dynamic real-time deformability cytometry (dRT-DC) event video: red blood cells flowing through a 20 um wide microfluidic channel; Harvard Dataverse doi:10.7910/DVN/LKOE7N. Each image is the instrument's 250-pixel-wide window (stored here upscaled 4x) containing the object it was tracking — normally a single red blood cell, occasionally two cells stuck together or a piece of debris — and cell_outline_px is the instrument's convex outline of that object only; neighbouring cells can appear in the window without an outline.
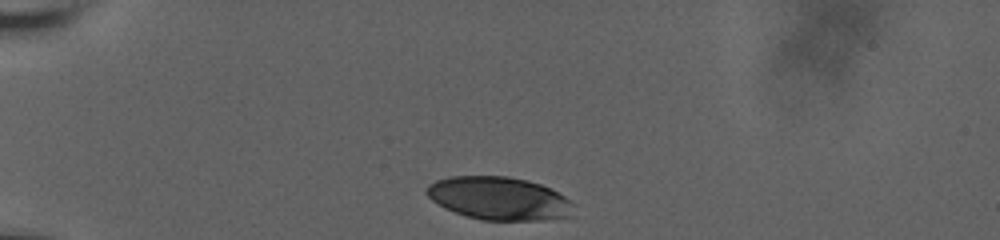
{"species": "human", "species_latin": "Homo sapiens", "temperature_condition": "room temperature", "stored_images_in_passage": 10, "camera_frame_rate_fps": 3000, "um_per_image_px": 0.085, "donor": {"sex": "male"}, "frame": {"image": 1, "passage_image": 1, "time_ms": 0.0, "image_size_px": [1000, 240], "cell_outline_px": [[568, 216], [544, 220], [480, 220], [444, 208], [432, 200], [424, 192], [424, 188], [428, 184], [436, 180], [448, 176], [508, 176], [528, 180], [540, 184], [564, 196], [568, 200]], "centroid_in_image_um": [42.29, 16.84], "position_along_channel_um": 42.7, "area_um2": 36.41}}
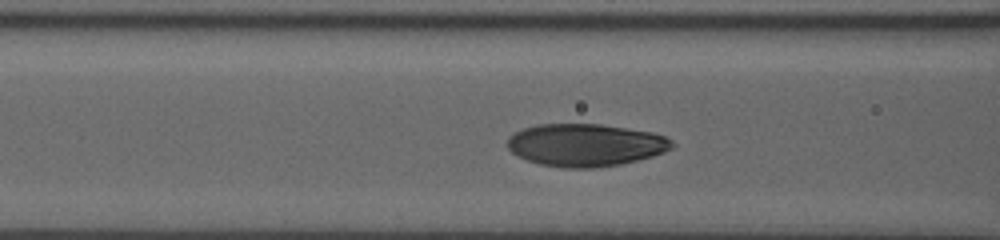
{"frame": {"image": 2, "passage_image": 7, "time_ms": 3.333, "image_size_px": [1000, 240], "cell_outline_px": [[676, 144], [672, 148], [664, 152], [652, 156], [620, 164], [600, 168], [564, 168], [540, 164], [528, 160], [512, 152], [508, 148], [508, 136], [524, 128], [536, 124], [600, 124], [652, 132], [664, 136], [672, 140]], "centroid_in_image_um": [49.78, 12.33], "position_along_channel_um": 116.8, "area_um2": 40.81}}
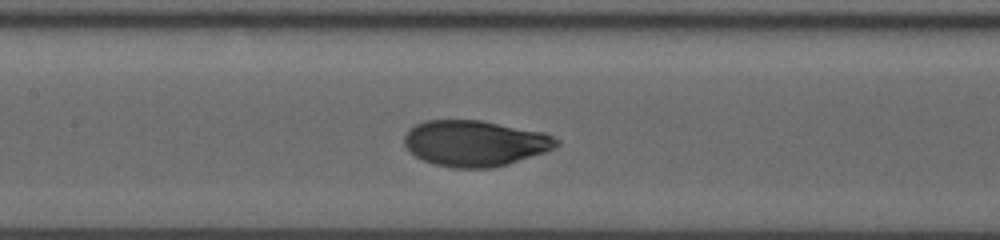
{"frame": {"image": 3, "passage_image": 9, "time_ms": 4.667, "image_size_px": [1000, 240], "cell_outline_px": [[560, 144], [556, 148], [508, 164], [492, 168], [452, 168], [432, 164], [416, 156], [404, 144], [404, 136], [416, 124], [424, 120], [480, 120], [544, 132], [560, 140]], "centroid_in_image_um": [40.39, 12.18], "position_along_channel_um": 167.0, "area_um2": 40.69}}